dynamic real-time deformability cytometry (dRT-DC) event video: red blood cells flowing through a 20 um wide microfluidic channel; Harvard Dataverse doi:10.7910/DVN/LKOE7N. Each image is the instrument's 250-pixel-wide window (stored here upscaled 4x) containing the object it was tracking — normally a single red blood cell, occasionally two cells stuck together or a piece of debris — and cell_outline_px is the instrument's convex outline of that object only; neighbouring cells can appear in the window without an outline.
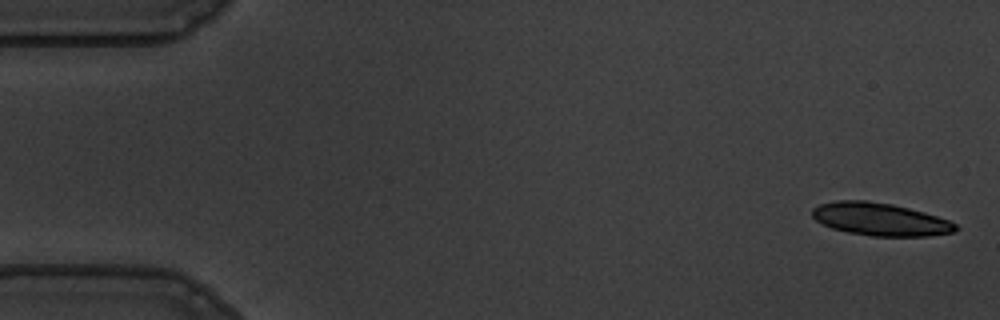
{"species": "common noctule bat (a hibernating species)", "species_latin": "Nyctalus noctula", "temperature_condition": "warm", "stored_images_in_passage": 31, "camera_frame_rate_fps": 3000, "um_per_image_px": 0.085, "animal": {"sex": "male", "body_mass_g": 19.5, "forearm_length_mm": 54.6}, "frame": {"image": 1, "passage_image": 1, "time_ms": 0.0, "image_size_px": [1000, 320], "cell_outline_px": [[960, 228], [956, 232], [928, 236], [872, 236], [848, 232], [832, 228], [816, 220], [812, 216], [812, 208], [820, 204], [836, 200], [868, 200], [892, 204], [924, 212], [948, 220], [956, 224]], "centroid_in_image_um": [74.83, 18.63], "position_along_channel_um": 10.2, "area_um2": 27.4}}